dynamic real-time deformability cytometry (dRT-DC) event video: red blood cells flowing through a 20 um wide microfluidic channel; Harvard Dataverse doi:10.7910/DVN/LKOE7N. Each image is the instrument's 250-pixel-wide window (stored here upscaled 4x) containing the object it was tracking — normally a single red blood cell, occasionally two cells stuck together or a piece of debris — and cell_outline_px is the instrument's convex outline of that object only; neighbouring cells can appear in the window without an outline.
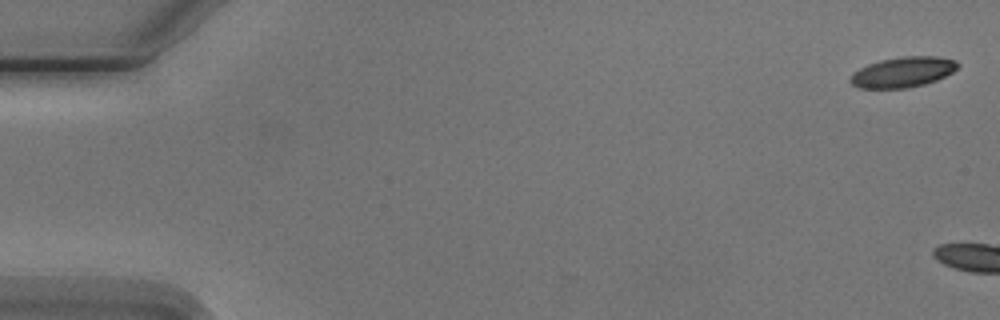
{"species": "Egyptian fruit bat (a non-hibernating species)", "species_latin": "Rousettus aegyptiacus", "temperature_condition": "cold", "stored_images_in_passage": 7, "camera_frame_rate_fps": 3000, "um_per_image_px": 0.085, "animal": {"sex": "male"}, "frame": {"image": 1, "passage_image": 1, "time_ms": 0.0, "image_size_px": [1000, 320], "cell_outline_px": [[960, 64], [952, 72], [936, 80], [924, 84], [908, 88], [860, 88], [852, 84], [848, 80], [852, 72], [868, 64], [880, 60], [900, 56], [936, 56], [956, 60]], "centroid_in_image_um": [76.72, 6.12], "position_along_channel_um": 8.3, "area_um2": 19.07}}
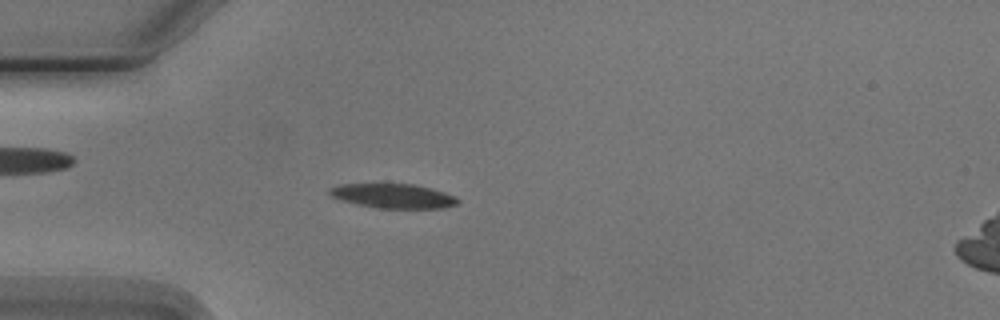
{"frame": {"image": 2, "passage_image": 6, "time_ms": 6.0, "image_size_px": [1000, 320], "cell_outline_px": [[460, 204], [444, 208], [376, 208], [356, 204], [332, 196], [328, 192], [328, 188], [340, 184], [412, 184], [432, 188], [456, 196], [460, 200]], "centroid_in_image_um": [33.47, 16.66], "position_along_channel_um": 51.5, "area_um2": 18.32}}